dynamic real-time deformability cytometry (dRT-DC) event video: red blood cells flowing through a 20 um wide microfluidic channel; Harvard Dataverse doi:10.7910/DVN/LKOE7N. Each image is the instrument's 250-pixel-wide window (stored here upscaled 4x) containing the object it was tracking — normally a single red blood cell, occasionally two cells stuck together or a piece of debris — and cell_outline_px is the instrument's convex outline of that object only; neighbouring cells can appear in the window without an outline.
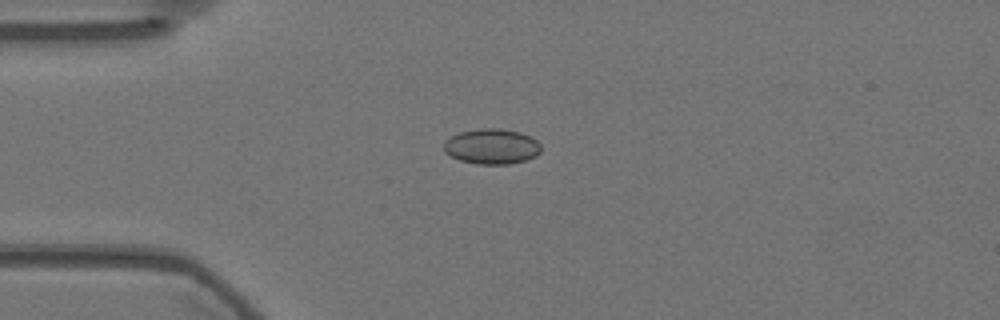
{"species": "Egyptian fruit bat (a non-hibernating species)", "species_latin": "Rousettus aegyptiacus", "temperature_condition": "warm", "stored_images_in_passage": 44, "camera_frame_rate_fps": 3000, "um_per_image_px": 0.085, "animal": {"sex": "female"}, "frame": {"image": 1, "passage_image": 2, "time_ms": 0.333, "image_size_px": [1000, 320], "cell_outline_px": [[540, 152], [536, 156], [528, 160], [508, 164], [476, 164], [460, 160], [444, 152], [444, 140], [460, 132], [480, 128], [500, 128], [520, 132], [532, 136], [540, 144]], "centroid_in_image_um": [41.82, 12.44], "position_along_channel_um": 43.2, "area_um2": 20.17}}
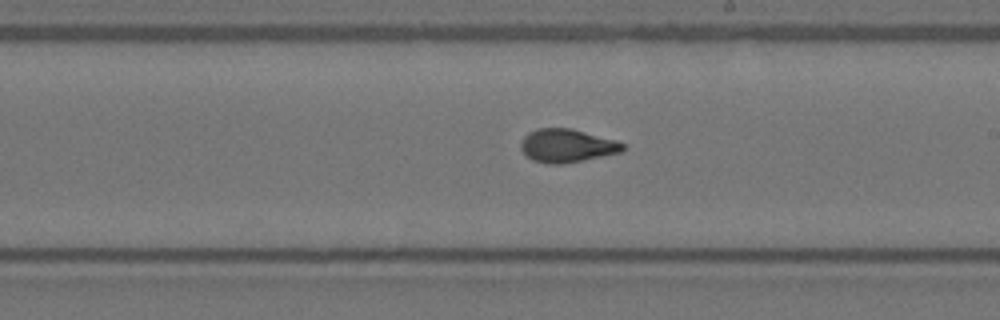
{"frame": {"image": 2, "passage_image": 20, "time_ms": 6.333, "image_size_px": [1000, 320], "cell_outline_px": [[624, 148], [620, 152], [560, 164], [548, 164], [532, 160], [520, 148], [520, 144], [524, 136], [528, 132], [536, 128], [572, 128], [616, 140], [624, 144]], "centroid_in_image_um": [48.15, 12.36], "position_along_channel_um": 240.9, "area_um2": 19.59}}
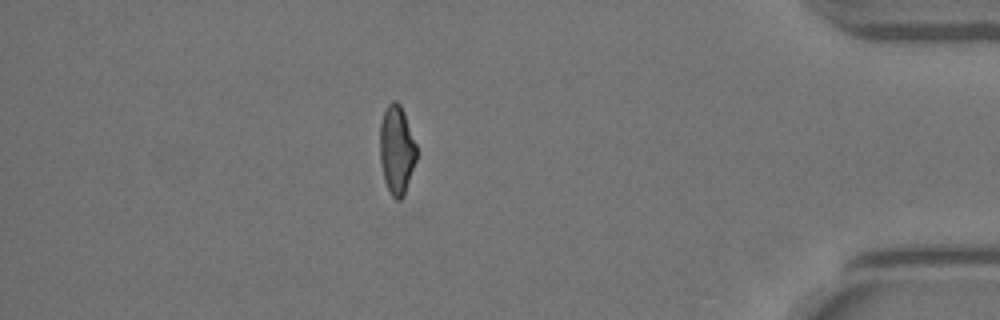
{"frame": {"image": 3, "passage_image": 37, "time_ms": 12.0, "image_size_px": [1000, 320], "cell_outline_px": [[416, 160], [404, 196], [400, 200], [396, 200], [392, 196], [384, 180], [380, 160], [380, 124], [384, 112], [388, 104], [392, 100], [396, 100], [400, 104], [404, 112], [416, 144]], "centroid_in_image_um": [33.72, 12.73], "position_along_channel_um": 401.5, "area_um2": 18.9}, "authors_computed_cell_mechanics": {"area_um2": 19.2474, "velocity_mm_per_s": 3.5996, "shape_relaxation_time_tau1_ms": 7.971, "shape_relaxation_time_tau2_ms": 1.1906, "deformation_change_tau1": 0.2013, "deformation_change_tau2": 0.0875}}